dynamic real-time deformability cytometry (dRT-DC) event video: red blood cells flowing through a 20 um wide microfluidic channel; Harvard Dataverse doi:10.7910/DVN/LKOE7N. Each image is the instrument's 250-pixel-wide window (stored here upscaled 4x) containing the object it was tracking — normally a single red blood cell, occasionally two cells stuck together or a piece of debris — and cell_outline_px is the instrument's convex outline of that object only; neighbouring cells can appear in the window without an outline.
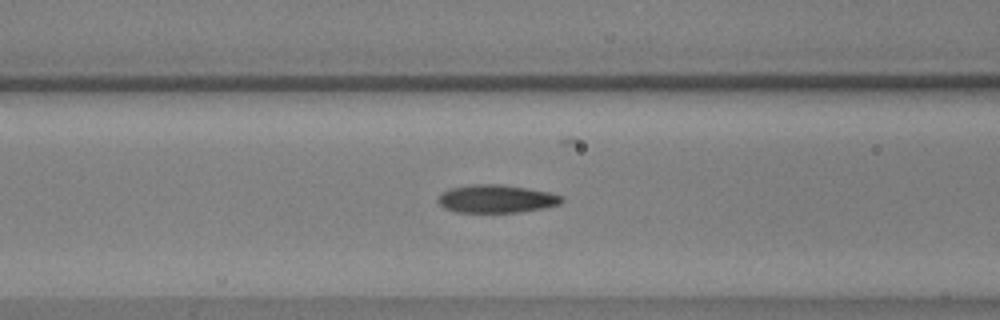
{"species": "common noctule bat (a hibernating species)", "species_latin": "Nyctalus noctula", "temperature_condition": "warm", "stored_images_in_passage": 56, "camera_frame_rate_fps": 3000, "um_per_image_px": 0.085, "animal": {"sex": "male", "body_mass_g": 17.9, "forearm_length_mm": 54.2}, "frame": {"image": 1, "passage_image": 23, "time_ms": 7.333, "image_size_px": [1000, 320], "cell_outline_px": [[564, 200], [560, 204], [544, 208], [520, 212], [456, 212], [444, 208], [436, 200], [444, 192], [452, 188], [472, 184], [500, 184], [528, 188], [548, 192], [564, 196]], "centroid_in_image_um": [42.23, 16.9], "position_along_channel_um": 124.4, "area_um2": 20.17}}
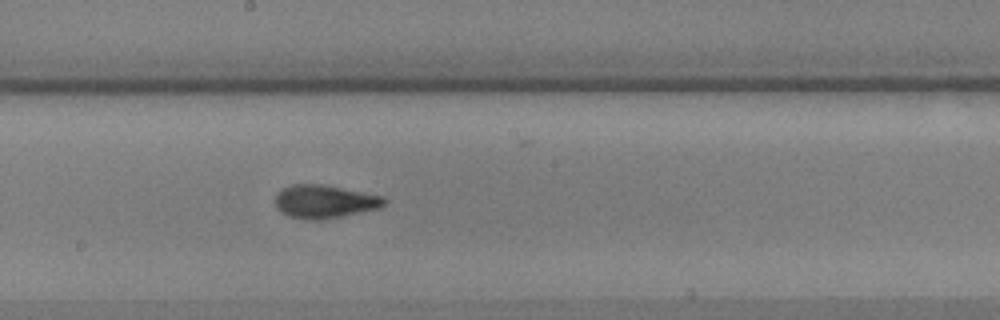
{"frame": {"image": 2, "passage_image": 31, "time_ms": 10.0, "image_size_px": [1000, 320], "cell_outline_px": [[388, 200], [380, 208], [320, 220], [304, 220], [288, 216], [280, 212], [276, 208], [276, 196], [284, 188], [292, 184], [320, 184], [364, 192], [384, 196]], "centroid_in_image_um": [27.59, 17.14], "position_along_channel_um": 220.6, "area_um2": 21.04}}
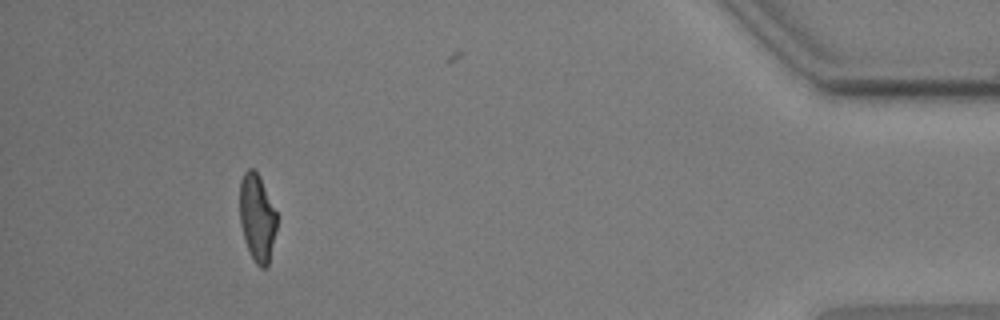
{"frame": {"image": 3, "passage_image": 52, "time_ms": 17.0, "image_size_px": [1000, 320], "cell_outline_px": [[276, 232], [268, 268], [260, 268], [256, 264], [244, 240], [240, 224], [240, 180], [244, 172], [248, 168], [252, 168], [260, 176], [276, 212]], "centroid_in_image_um": [21.85, 18.52], "position_along_channel_um": 413.3, "area_um2": 18.96}, "authors_computed_cell_mechanics": {"area_um2": 20.0566, "velocity_mm_per_s": 3.6, "shape_relaxation_time_tau1_ms": 4.6831, "shape_relaxation_time_tau2_ms": 1.4357, "deformation_change_tau1": 0.1719, "deformation_change_tau2": 0.0829}}